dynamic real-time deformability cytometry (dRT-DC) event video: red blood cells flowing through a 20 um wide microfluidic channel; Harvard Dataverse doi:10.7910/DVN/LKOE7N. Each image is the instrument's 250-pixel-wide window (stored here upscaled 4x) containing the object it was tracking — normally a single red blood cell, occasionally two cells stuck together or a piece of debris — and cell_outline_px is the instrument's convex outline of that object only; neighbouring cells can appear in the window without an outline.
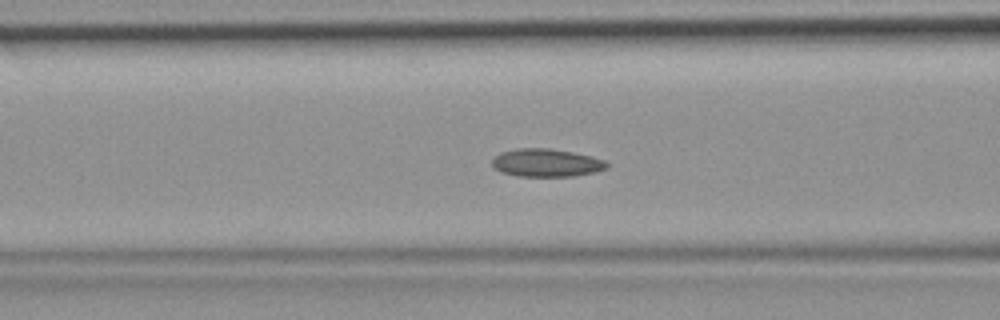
{"species": "common noctule bat (a hibernating species)", "species_latin": "Nyctalus noctula", "temperature_condition": "room temperature", "stored_images_in_passage": 46, "camera_frame_rate_fps": 3000, "um_per_image_px": 0.085, "animal": {"sex": "female", "body_mass_g": 19.9}, "frame": {"image": 1, "passage_image": 18, "time_ms": 5.667, "image_size_px": [1000, 320], "cell_outline_px": [[608, 168], [596, 172], [572, 176], [516, 176], [500, 172], [492, 164], [492, 160], [500, 152], [516, 148], [548, 148], [572, 152], [592, 156], [604, 160], [608, 164]], "centroid_in_image_um": [46.44, 13.84], "position_along_channel_um": 120.2, "area_um2": 18.73}}
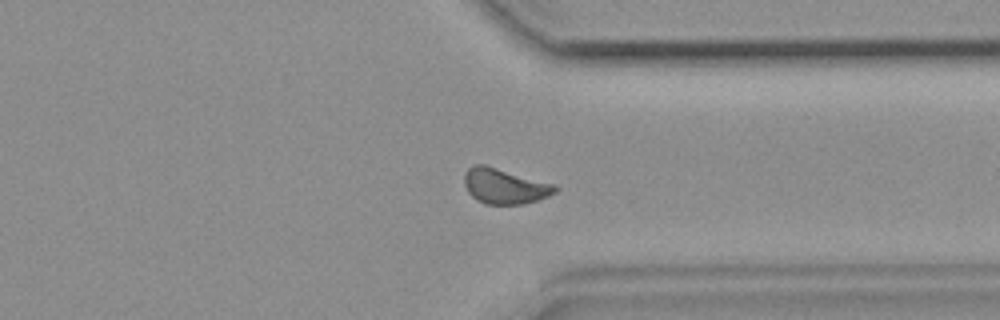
{"frame": {"image": 2, "passage_image": 35, "time_ms": 11.333, "image_size_px": [1000, 320], "cell_outline_px": [[560, 188], [556, 192], [548, 196], [536, 200], [520, 204], [484, 204], [476, 200], [468, 192], [464, 184], [464, 172], [472, 164], [484, 164], [556, 184]], "centroid_in_image_um": [42.89, 15.81], "position_along_channel_um": 368.5, "area_um2": 18.9}}
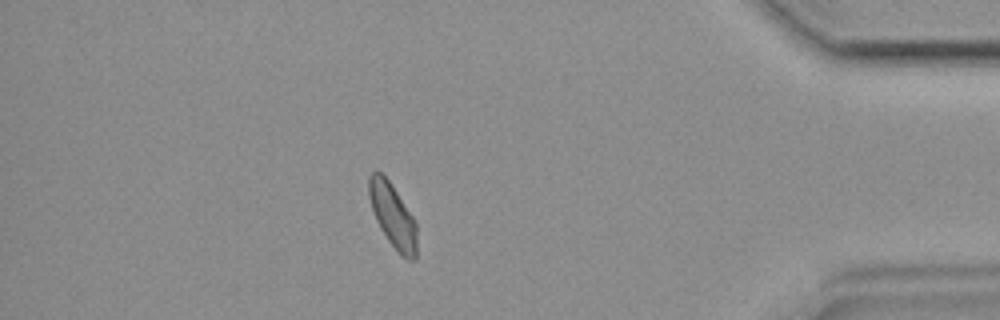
{"frame": {"image": 3, "passage_image": 40, "time_ms": 13.0, "image_size_px": [1000, 320], "cell_outline_px": [[416, 256], [412, 260], [408, 260], [388, 240], [380, 228], [376, 220], [368, 196], [368, 176], [376, 168], [388, 180], [412, 216], [416, 224]], "centroid_in_image_um": [33.34, 18.27], "position_along_channel_um": 401.9, "area_um2": 17.4}}